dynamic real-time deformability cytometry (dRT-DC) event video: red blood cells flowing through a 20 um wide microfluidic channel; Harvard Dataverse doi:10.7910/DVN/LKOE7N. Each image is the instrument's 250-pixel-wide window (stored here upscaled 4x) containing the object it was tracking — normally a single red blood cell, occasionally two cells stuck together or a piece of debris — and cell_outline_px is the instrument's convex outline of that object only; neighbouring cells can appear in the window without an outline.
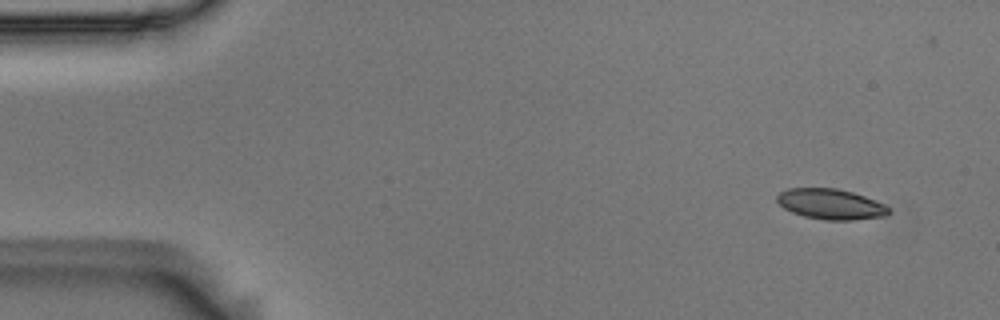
{"species": "Egyptian fruit bat (a non-hibernating species)", "species_latin": "Rousettus aegyptiacus", "temperature_condition": "room temperature", "stored_images_in_passage": 6, "camera_frame_rate_fps": 3000, "um_per_image_px": 0.085, "animal": {"sex": "male"}, "frame": {"image": 1, "passage_image": 1, "time_ms": 0.0, "image_size_px": [1000, 320], "cell_outline_px": [[892, 212], [888, 216], [852, 220], [824, 220], [804, 216], [792, 212], [784, 208], [776, 200], [776, 196], [780, 192], [788, 188], [836, 188], [852, 192], [864, 196], [884, 204]], "centroid_in_image_um": [70.62, 17.35], "position_along_channel_um": 14.4, "area_um2": 19.88}}
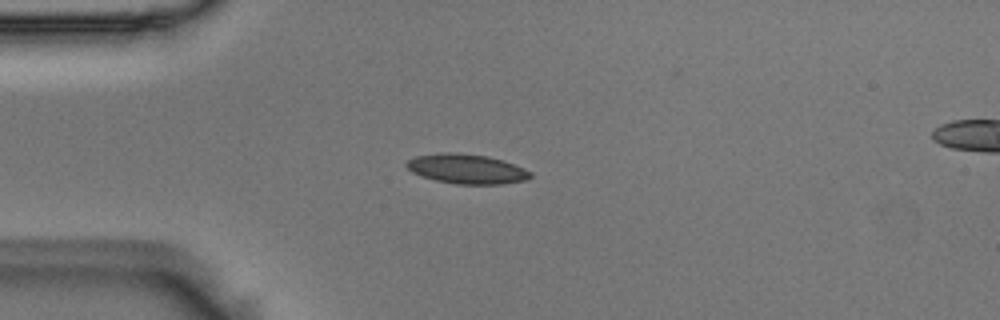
{"frame": {"image": 2, "passage_image": 4, "time_ms": 1.0, "image_size_px": [1000, 320], "cell_outline_px": [[532, 176], [528, 180], [504, 184], [456, 184], [436, 180], [412, 172], [404, 164], [408, 160], [416, 156], [444, 152], [456, 152], [484, 156], [500, 160], [524, 168], [532, 172]], "centroid_in_image_um": [39.68, 14.36], "position_along_channel_um": 45.3, "area_um2": 21.21}}
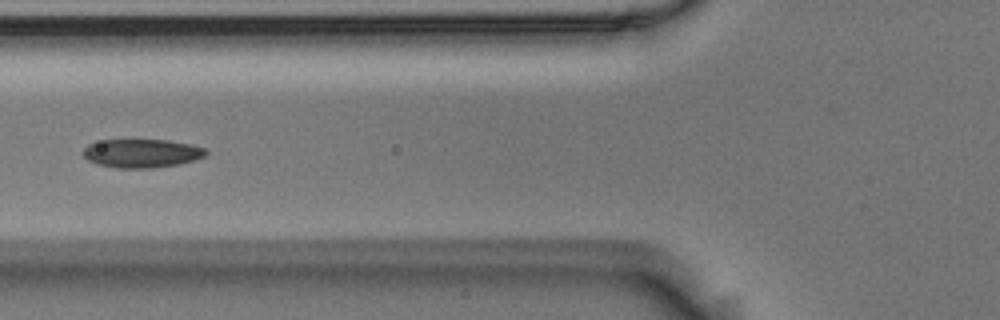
{"frame": {"image": 3, "passage_image": 6, "time_ms": 1.667, "image_size_px": [1000, 320], "cell_outline_px": [[208, 152], [204, 156], [196, 160], [176, 164], [152, 168], [116, 168], [96, 164], [88, 160], [84, 156], [84, 148], [88, 144], [104, 140], [168, 140], [192, 144], [208, 148]], "centroid_in_image_um": [12.08, 13.03], "position_along_channel_um": 113.7, "area_um2": 20.52}}